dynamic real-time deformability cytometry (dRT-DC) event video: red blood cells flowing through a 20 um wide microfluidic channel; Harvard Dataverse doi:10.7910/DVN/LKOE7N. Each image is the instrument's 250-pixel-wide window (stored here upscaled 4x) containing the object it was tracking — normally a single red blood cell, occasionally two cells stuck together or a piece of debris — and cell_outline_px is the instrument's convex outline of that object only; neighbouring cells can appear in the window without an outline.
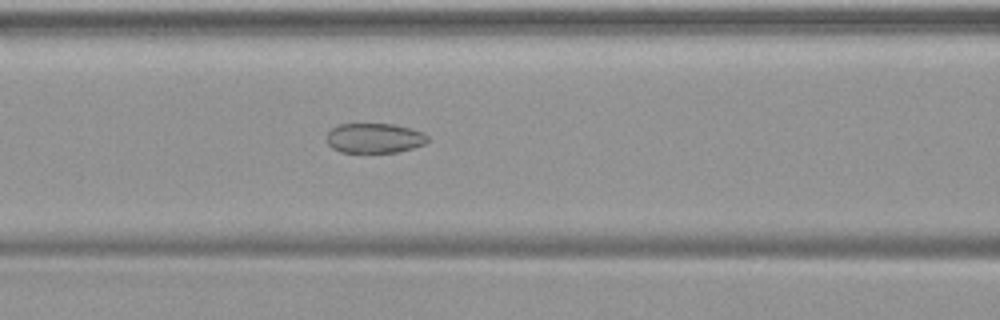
{"species": "common noctule bat (a hibernating species)", "species_latin": "Nyctalus noctula", "temperature_condition": "warm", "stored_images_in_passage": 44, "camera_frame_rate_fps": 3000, "um_per_image_px": 0.085, "animal": {"sex": "female", "body_mass_g": 19.9}, "frame": {"image": 1, "passage_image": 16, "time_ms": 5.0, "image_size_px": [1000, 320], "cell_outline_px": [[428, 140], [424, 144], [412, 148], [396, 152], [340, 152], [332, 148], [328, 144], [328, 132], [332, 128], [340, 124], [392, 124], [412, 128], [428, 136]], "centroid_in_image_um": [31.82, 11.74], "position_along_channel_um": 134.8, "area_um2": 17.4}}
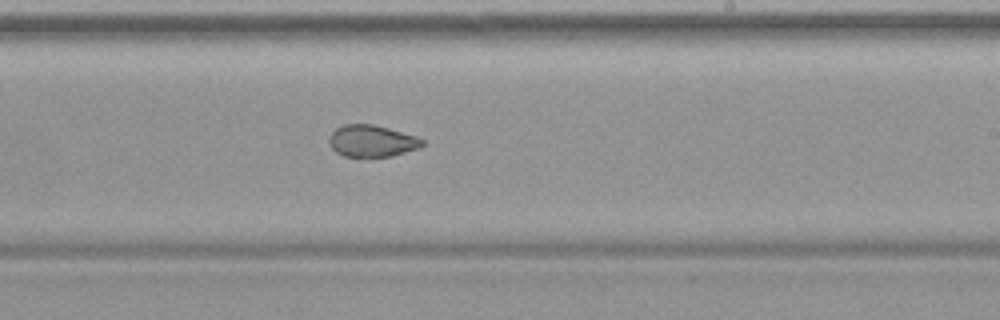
{"frame": {"image": 2, "passage_image": 25, "time_ms": 8.0, "image_size_px": [1000, 320], "cell_outline_px": [[424, 144], [420, 148], [392, 156], [344, 156], [336, 152], [328, 144], [328, 136], [336, 128], [344, 124], [372, 124], [388, 128], [416, 136], [424, 140]], "centroid_in_image_um": [31.59, 11.98], "position_along_channel_um": 257.4, "area_um2": 17.28}}
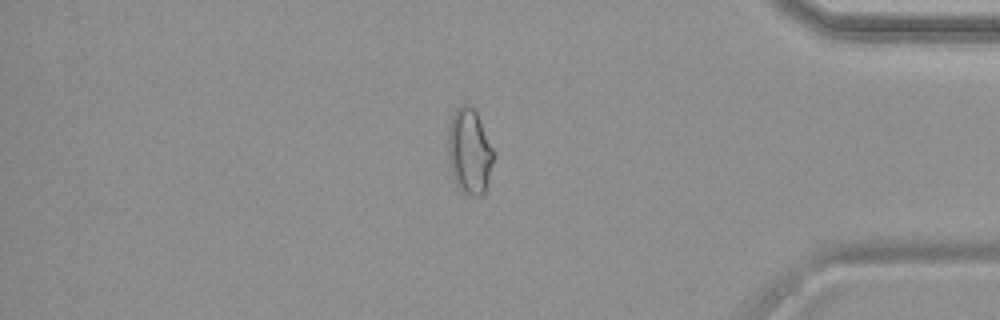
{"frame": {"image": 3, "passage_image": 37, "time_ms": 12.0, "image_size_px": [1000, 320], "cell_outline_px": [[496, 152], [484, 192], [480, 196], [472, 196], [464, 192], [456, 184], [452, 172], [448, 156], [448, 128], [452, 116], [456, 108], [460, 104], [468, 104], [476, 112]], "centroid_in_image_um": [39.91, 12.84], "position_along_channel_um": 395.3, "area_um2": 22.66}}